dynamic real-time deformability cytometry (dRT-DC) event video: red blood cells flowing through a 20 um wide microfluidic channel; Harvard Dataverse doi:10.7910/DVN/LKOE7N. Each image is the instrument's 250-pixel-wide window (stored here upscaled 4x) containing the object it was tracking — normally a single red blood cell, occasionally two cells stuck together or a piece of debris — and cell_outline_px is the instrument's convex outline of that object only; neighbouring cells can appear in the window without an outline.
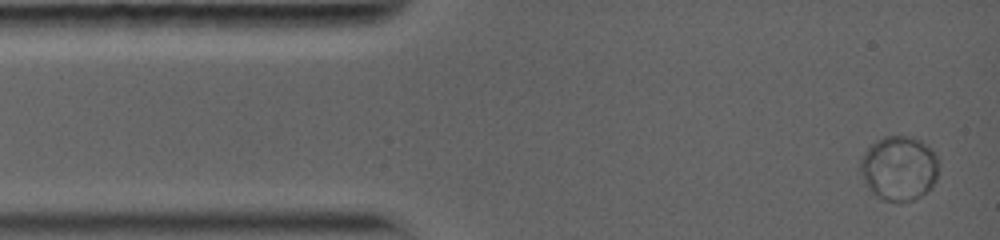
{"species": "common noctule bat (a hibernating species)", "species_latin": "Nyctalus noctula", "temperature_condition": "warm", "stored_images_in_passage": 8, "camera_frame_rate_fps": 5000, "um_per_image_px": 0.085, "animal": {"sex": "female", "body_mass_g": 19.0, "forearm_length_mm": 56.7}, "frame": {"image": 1, "passage_image": 1, "time_ms": 0.0, "image_size_px": [1000, 240], "cell_outline_px": [[936, 180], [920, 196], [912, 200], [900, 204], [884, 200], [876, 196], [864, 184], [860, 168], [860, 160], [864, 152], [876, 140], [884, 136], [904, 136], [920, 140], [932, 148], [936, 156]], "centroid_in_image_um": [76.37, 14.31], "position_along_channel_um": 8.6, "area_um2": 29.42}}
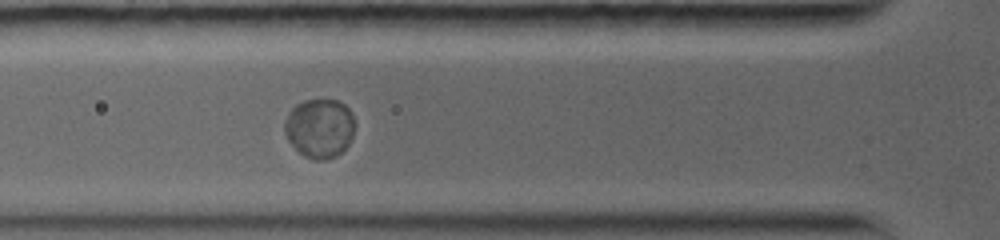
{"frame": {"image": 2, "passage_image": 6, "time_ms": 4.2, "image_size_px": [1000, 240], "cell_outline_px": [[356, 124], [352, 136], [348, 144], [336, 156], [324, 160], [316, 160], [304, 156], [288, 140], [284, 132], [284, 120], [292, 108], [296, 104], [304, 100], [340, 100], [352, 112]], "centroid_in_image_um": [27.18, 10.88], "position_along_channel_um": 98.6, "area_um2": 24.33}}
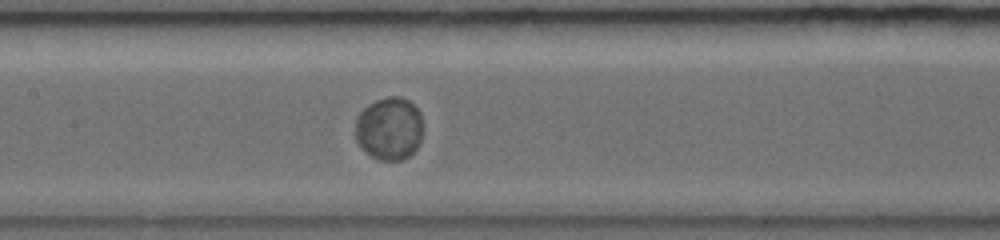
{"frame": {"image": 3, "passage_image": 8, "time_ms": 6.2, "image_size_px": [1000, 240], "cell_outline_px": [[420, 140], [416, 148], [408, 156], [400, 160], [380, 160], [372, 156], [356, 140], [356, 116], [368, 104], [376, 100], [388, 96], [400, 96], [408, 100], [420, 112]], "centroid_in_image_um": [33.06, 10.9], "position_along_channel_um": 174.3, "area_um2": 24.33}}